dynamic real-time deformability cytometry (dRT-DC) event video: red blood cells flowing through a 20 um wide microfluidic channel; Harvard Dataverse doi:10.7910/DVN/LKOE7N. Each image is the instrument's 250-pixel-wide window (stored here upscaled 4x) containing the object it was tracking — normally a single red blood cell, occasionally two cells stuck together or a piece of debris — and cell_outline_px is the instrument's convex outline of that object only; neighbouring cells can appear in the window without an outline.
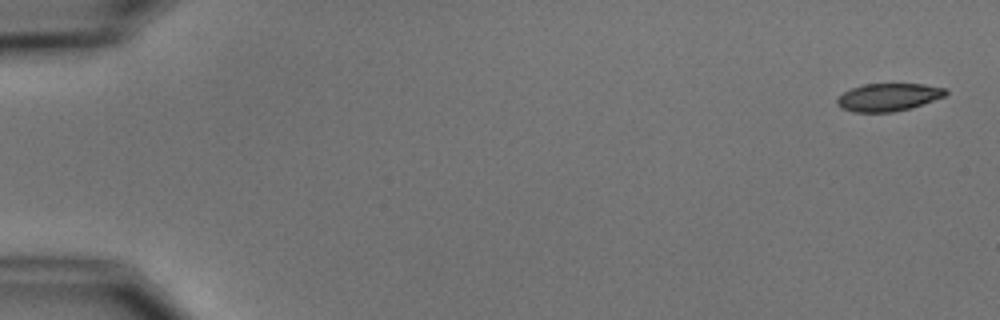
{"species": "common noctule bat (a hibernating species)", "species_latin": "Nyctalus noctula", "temperature_condition": "cold", "stored_images_in_passage": 5, "camera_frame_rate_fps": 3000, "um_per_image_px": 0.085, "animal": {"sex": "male", "body_mass_g": 15.6}, "frame": {"image": 1, "passage_image": 1, "time_ms": 0.0, "image_size_px": [1000, 320], "cell_outline_px": [[948, 92], [944, 96], [912, 108], [892, 112], [856, 112], [840, 108], [836, 104], [836, 100], [844, 92], [852, 88], [864, 84], [924, 84], [948, 88]], "centroid_in_image_um": [75.52, 8.26], "position_along_channel_um": 9.5, "area_um2": 17.57}}
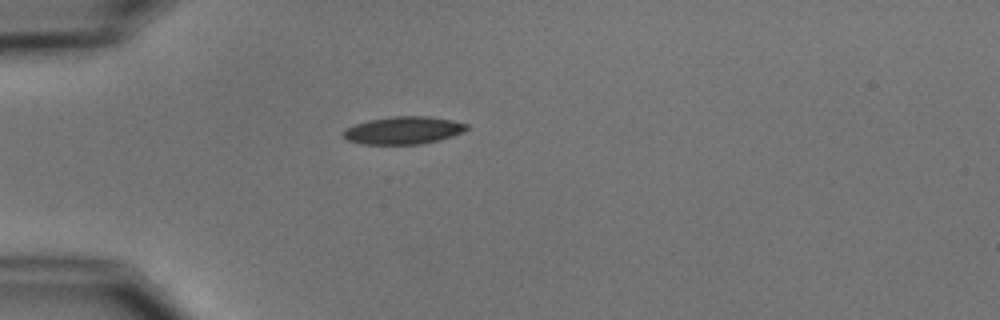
{"frame": {"image": 2, "passage_image": 4, "time_ms": 4.667, "image_size_px": [1000, 320], "cell_outline_px": [[468, 128], [464, 132], [440, 140], [420, 144], [360, 144], [348, 140], [340, 132], [344, 128], [368, 120], [392, 116], [428, 116], [452, 120], [468, 124]], "centroid_in_image_um": [34.28, 11.08], "position_along_channel_um": 50.7, "area_um2": 20.0}}